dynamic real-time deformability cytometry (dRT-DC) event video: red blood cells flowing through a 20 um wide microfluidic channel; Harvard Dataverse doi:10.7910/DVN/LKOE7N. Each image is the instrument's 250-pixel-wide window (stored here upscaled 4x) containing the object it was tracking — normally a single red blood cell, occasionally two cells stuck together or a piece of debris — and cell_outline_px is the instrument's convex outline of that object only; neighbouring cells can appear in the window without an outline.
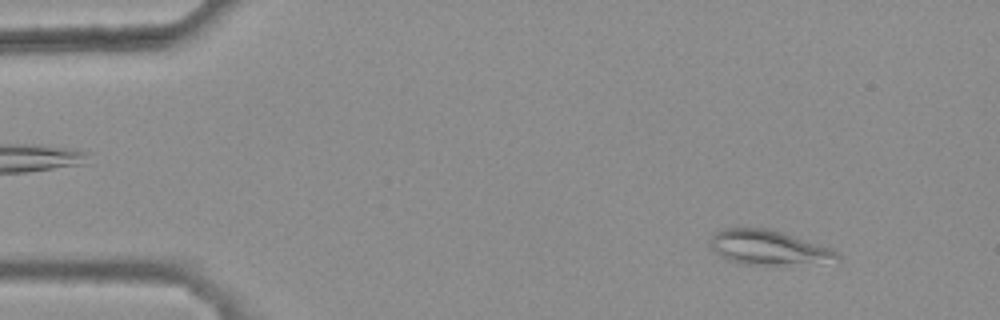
{"species": "common noctule bat (a hibernating species)", "species_latin": "Nyctalus noctula", "temperature_condition": "warm", "stored_images_in_passage": 44, "camera_frame_rate_fps": 3000, "um_per_image_px": 0.085, "animal": {"sex": "female", "body_mass_g": 25.1}, "frame": {"image": 1, "passage_image": 5, "time_ms": 1.333, "image_size_px": [1000, 320], "cell_outline_px": [[840, 260], [784, 268], [740, 264], [728, 260], [712, 252], [708, 244], [712, 236], [716, 232], [724, 228], [768, 228], [828, 248], [836, 252], [840, 256]], "centroid_in_image_um": [65.27, 21.11], "position_along_channel_um": 19.7, "area_um2": 26.41}}
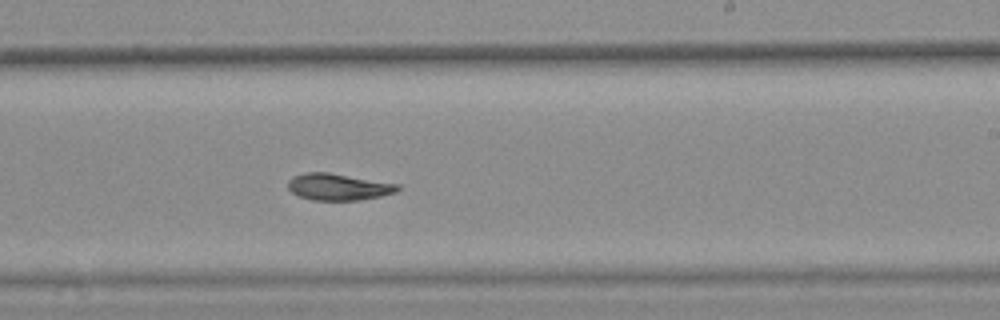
{"frame": {"image": 2, "passage_image": 31, "time_ms": 10.0, "image_size_px": [1000, 320], "cell_outline_px": [[400, 188], [396, 192], [380, 196], [360, 200], [312, 200], [300, 196], [292, 192], [288, 188], [288, 180], [292, 176], [308, 172], [328, 172], [400, 184]], "centroid_in_image_um": [28.76, 15.88], "position_along_channel_um": 260.2, "area_um2": 17.05}}
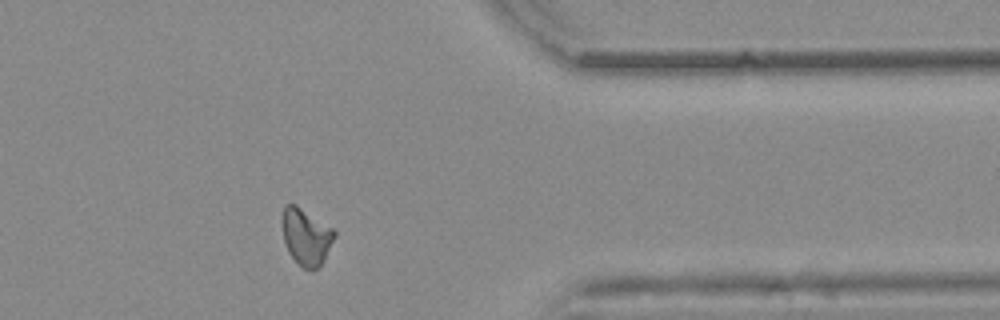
{"frame": {"image": 3, "passage_image": 42, "time_ms": 13.667, "image_size_px": [1000, 320], "cell_outline_px": [[336, 236], [320, 268], [312, 272], [304, 268], [288, 252], [284, 240], [280, 220], [284, 208], [288, 204], [296, 204], [332, 228], [336, 232]], "centroid_in_image_um": [26.02, 20.13], "position_along_channel_um": 385.4, "area_um2": 17.4}}